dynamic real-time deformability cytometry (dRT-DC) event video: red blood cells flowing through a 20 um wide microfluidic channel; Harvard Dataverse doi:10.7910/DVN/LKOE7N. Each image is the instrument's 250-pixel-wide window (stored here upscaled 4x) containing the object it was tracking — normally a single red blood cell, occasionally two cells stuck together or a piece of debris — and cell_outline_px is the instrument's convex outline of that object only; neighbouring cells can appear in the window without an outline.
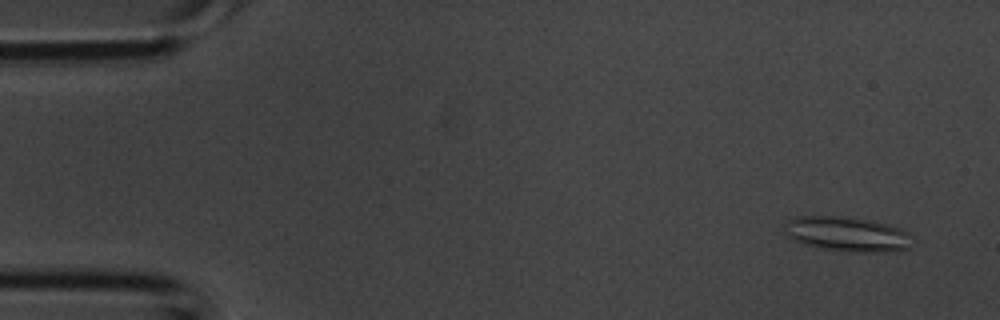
{"species": "common noctule bat (a hibernating species)", "species_latin": "Nyctalus noctula", "temperature_condition": "room temperature", "stored_images_in_passage": 37, "camera_frame_rate_fps": 3000, "um_per_image_px": 0.085, "animal": {"sex": "male", "body_mass_g": 20.1, "forearm_length_mm": 53.5}, "frame": {"image": 1, "passage_image": 1, "time_ms": 0.0, "image_size_px": [1000, 320], "cell_outline_px": [[908, 248], [888, 252], [848, 252], [804, 244], [792, 240], [784, 232], [784, 224], [788, 220], [800, 216], [844, 216], [868, 220], [900, 228], [908, 232]], "centroid_in_image_um": [71.93, 19.89], "position_along_channel_um": 13.1, "area_um2": 25.55}}
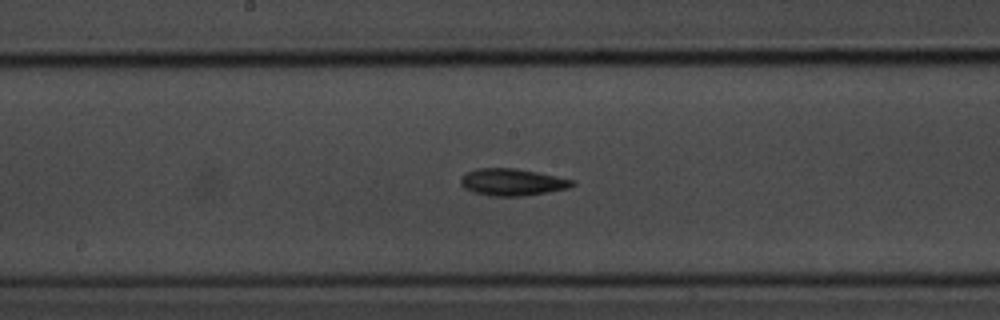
{"frame": {"image": 2, "passage_image": 18, "time_ms": 5.667, "image_size_px": [1000, 320], "cell_outline_px": [[576, 184], [568, 188], [520, 196], [492, 196], [472, 192], [464, 188], [460, 184], [460, 180], [468, 172], [476, 168], [516, 168], [556, 176], [572, 180]], "centroid_in_image_um": [43.5, 15.48], "position_along_channel_um": 204.7, "area_um2": 17.28}}
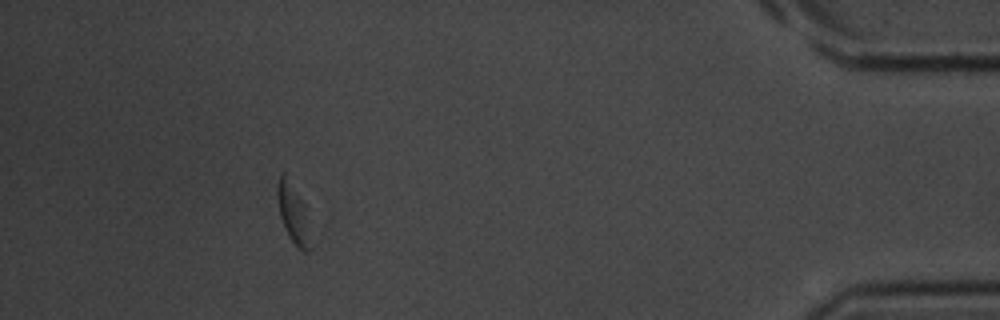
{"frame": {"image": 3, "passage_image": 33, "time_ms": 10.667, "image_size_px": [1000, 320], "cell_outline_px": [[312, 248], [308, 252], [304, 252], [288, 236], [284, 228], [280, 216], [276, 192], [276, 184], [280, 172], [284, 172], [304, 204]], "centroid_in_image_um": [24.89, 18.14], "position_along_channel_um": 410.3, "area_um2": 11.39}}